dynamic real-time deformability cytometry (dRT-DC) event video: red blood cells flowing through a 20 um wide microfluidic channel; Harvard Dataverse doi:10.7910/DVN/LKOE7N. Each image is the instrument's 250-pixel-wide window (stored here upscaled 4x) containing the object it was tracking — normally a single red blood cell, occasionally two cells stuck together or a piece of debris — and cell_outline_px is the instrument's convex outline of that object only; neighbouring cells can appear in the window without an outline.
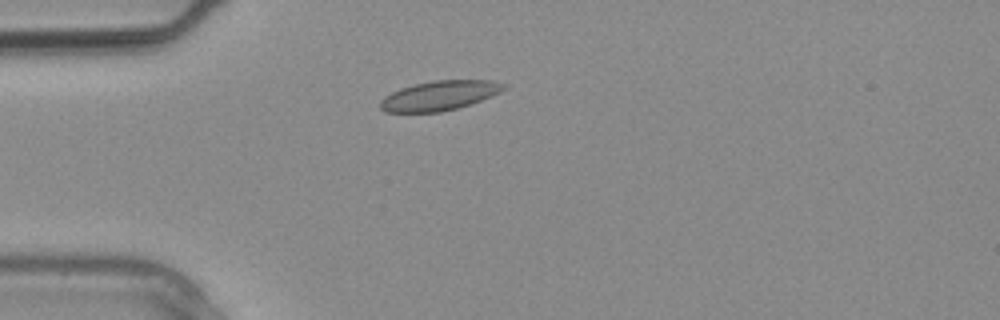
{"species": "common noctule bat (a hibernating species)", "species_latin": "Nyctalus noctula", "temperature_condition": "warm", "stored_images_in_passage": 1, "camera_frame_rate_fps": 3000, "um_per_image_px": 0.085, "animal": {"sex": "male", "body_mass_g": 20.4}, "frame": {"image": 1, "passage_image": 1, "time_ms": 0.0, "image_size_px": [1000, 320], "cell_outline_px": [[508, 88], [500, 92], [480, 100], [456, 108], [440, 112], [384, 112], [380, 108], [380, 100], [384, 96], [400, 88], [432, 80], [488, 80], [504, 84]], "centroid_in_image_um": [37.31, 8.12], "position_along_channel_um": 47.7, "area_um2": 21.1}}